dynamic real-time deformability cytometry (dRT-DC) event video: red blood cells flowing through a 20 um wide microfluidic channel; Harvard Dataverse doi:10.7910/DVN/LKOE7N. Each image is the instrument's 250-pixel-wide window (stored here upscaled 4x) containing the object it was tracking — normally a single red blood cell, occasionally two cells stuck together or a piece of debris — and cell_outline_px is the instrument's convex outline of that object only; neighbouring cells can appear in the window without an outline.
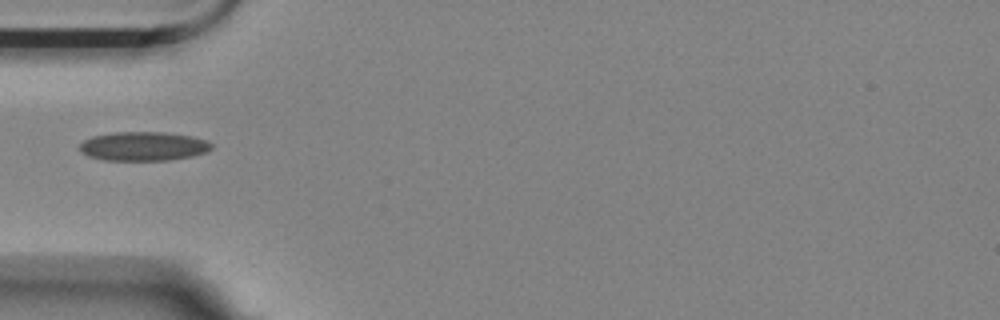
{"species": "Egyptian fruit bat (a non-hibernating species)", "species_latin": "Rousettus aegyptiacus", "temperature_condition": "room temperature", "stored_images_in_passage": 3, "camera_frame_rate_fps": 3000, "um_per_image_px": 0.085, "animal": {"sex": "female"}, "frame": {"image": 1, "passage_image": 3, "time_ms": 2.333, "image_size_px": [1000, 320], "cell_outline_px": [[212, 148], [204, 152], [192, 156], [168, 160], [104, 160], [88, 156], [80, 152], [80, 144], [84, 140], [92, 136], [112, 132], [160, 132], [188, 136], [204, 140], [212, 144]], "centroid_in_image_um": [12.12, 12.43], "position_along_channel_um": 72.9, "area_um2": 22.08}}